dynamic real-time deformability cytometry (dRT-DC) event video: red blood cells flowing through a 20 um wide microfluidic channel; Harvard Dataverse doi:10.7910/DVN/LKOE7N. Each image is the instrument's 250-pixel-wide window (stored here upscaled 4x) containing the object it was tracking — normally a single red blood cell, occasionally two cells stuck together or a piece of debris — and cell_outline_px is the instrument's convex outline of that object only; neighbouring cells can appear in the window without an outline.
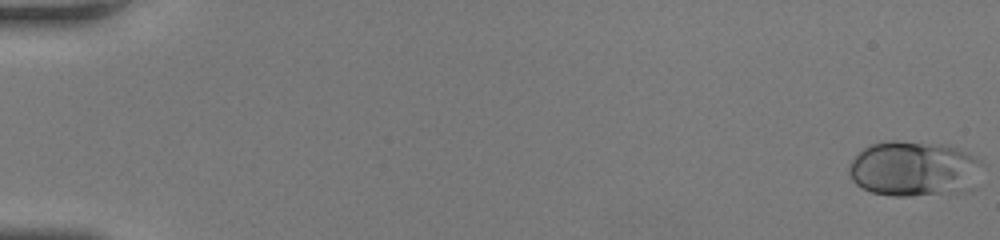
{"species": "human", "species_latin": "Homo sapiens", "temperature_condition": "room temperature", "stored_images_in_passage": 51, "camera_frame_rate_fps": 3000, "um_per_image_px": 0.085, "donor": {"sex": "female"}, "frame": {"image": 1, "passage_image": 1, "time_ms": 0.0, "image_size_px": [1000, 240], "cell_outline_px": [[984, 164], [976, 188], [972, 192], [948, 196], [892, 196], [872, 192], [856, 184], [852, 180], [848, 172], [848, 168], [852, 160], [864, 148], [872, 144], [892, 140], [896, 140], [940, 144], [956, 148], [980, 160]], "centroid_in_image_um": [77.79, 14.41], "position_along_channel_um": 7.2, "area_um2": 44.22}}
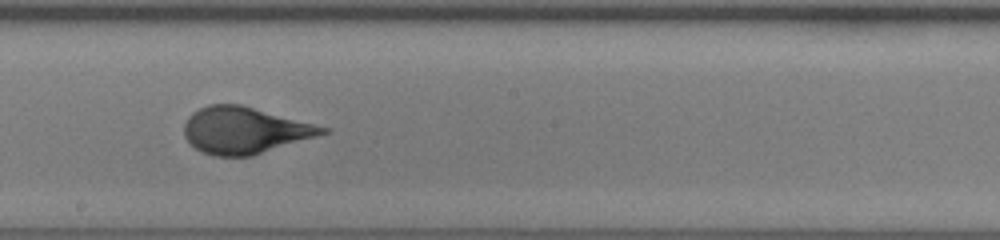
{"frame": {"image": 2, "passage_image": 30, "time_ms": 9.667, "image_size_px": [1000, 240], "cell_outline_px": [[332, 132], [252, 156], [212, 156], [200, 152], [184, 136], [184, 124], [188, 116], [192, 112], [208, 104], [240, 104], [332, 128]], "centroid_in_image_um": [20.83, 11.08], "position_along_channel_um": 227.4, "area_um2": 37.92}}
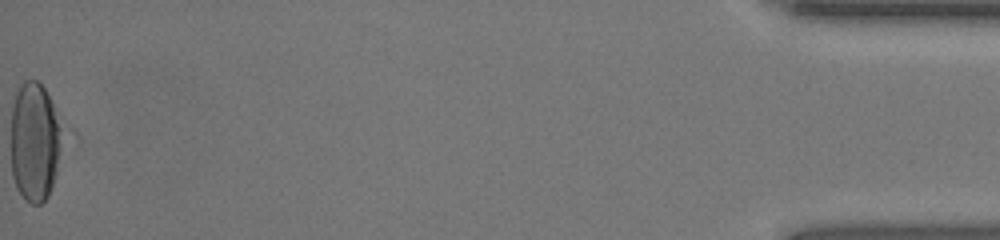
{"frame": {"image": 3, "passage_image": 51, "time_ms": 16.667, "image_size_px": [1000, 240], "cell_outline_px": [[68, 136], [56, 176], [48, 196], [40, 204], [32, 204], [16, 188], [12, 176], [12, 104], [20, 84], [24, 80], [36, 80], [44, 88], [68, 132]], "centroid_in_image_um": [3.05, 12.04], "position_along_channel_um": 432.2, "area_um2": 36.88}, "authors_computed_cell_mechanics": {"area_um2": 37.6278, "velocity_mm_per_s": 4.2623, "shape_relaxation_time_tau1_ms": 4.2434, "shape_relaxation_time_tau2_ms": null, "deformation_change_tau1": 0.1862, "deformation_change_tau2": null}}